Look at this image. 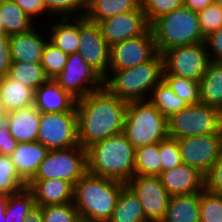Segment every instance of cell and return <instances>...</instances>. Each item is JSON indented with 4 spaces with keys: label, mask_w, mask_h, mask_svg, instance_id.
I'll list each match as a JSON object with an SVG mask.
<instances>
[{
    "label": "cell",
    "mask_w": 222,
    "mask_h": 222,
    "mask_svg": "<svg viewBox=\"0 0 222 222\" xmlns=\"http://www.w3.org/2000/svg\"><path fill=\"white\" fill-rule=\"evenodd\" d=\"M159 152L162 171L173 169L183 163L177 139L168 137L160 141Z\"/></svg>",
    "instance_id": "42"
},
{
    "label": "cell",
    "mask_w": 222,
    "mask_h": 222,
    "mask_svg": "<svg viewBox=\"0 0 222 222\" xmlns=\"http://www.w3.org/2000/svg\"><path fill=\"white\" fill-rule=\"evenodd\" d=\"M49 150L39 142L18 143L10 154L20 179L28 185L38 171Z\"/></svg>",
    "instance_id": "21"
},
{
    "label": "cell",
    "mask_w": 222,
    "mask_h": 222,
    "mask_svg": "<svg viewBox=\"0 0 222 222\" xmlns=\"http://www.w3.org/2000/svg\"><path fill=\"white\" fill-rule=\"evenodd\" d=\"M35 205L34 195L28 187L9 195L5 210V222H25L28 213Z\"/></svg>",
    "instance_id": "33"
},
{
    "label": "cell",
    "mask_w": 222,
    "mask_h": 222,
    "mask_svg": "<svg viewBox=\"0 0 222 222\" xmlns=\"http://www.w3.org/2000/svg\"><path fill=\"white\" fill-rule=\"evenodd\" d=\"M198 17L204 38L222 28V7L217 4L212 3L199 11Z\"/></svg>",
    "instance_id": "41"
},
{
    "label": "cell",
    "mask_w": 222,
    "mask_h": 222,
    "mask_svg": "<svg viewBox=\"0 0 222 222\" xmlns=\"http://www.w3.org/2000/svg\"><path fill=\"white\" fill-rule=\"evenodd\" d=\"M142 11L151 24L158 17L183 6V0H140Z\"/></svg>",
    "instance_id": "40"
},
{
    "label": "cell",
    "mask_w": 222,
    "mask_h": 222,
    "mask_svg": "<svg viewBox=\"0 0 222 222\" xmlns=\"http://www.w3.org/2000/svg\"><path fill=\"white\" fill-rule=\"evenodd\" d=\"M140 5V0H87L84 17L99 23L118 14L136 10Z\"/></svg>",
    "instance_id": "26"
},
{
    "label": "cell",
    "mask_w": 222,
    "mask_h": 222,
    "mask_svg": "<svg viewBox=\"0 0 222 222\" xmlns=\"http://www.w3.org/2000/svg\"><path fill=\"white\" fill-rule=\"evenodd\" d=\"M53 80L76 100L104 87V78L78 52L68 55L63 71Z\"/></svg>",
    "instance_id": "11"
},
{
    "label": "cell",
    "mask_w": 222,
    "mask_h": 222,
    "mask_svg": "<svg viewBox=\"0 0 222 222\" xmlns=\"http://www.w3.org/2000/svg\"><path fill=\"white\" fill-rule=\"evenodd\" d=\"M150 28L160 54L173 47L198 44L205 40L198 13L184 6L158 17Z\"/></svg>",
    "instance_id": "5"
},
{
    "label": "cell",
    "mask_w": 222,
    "mask_h": 222,
    "mask_svg": "<svg viewBox=\"0 0 222 222\" xmlns=\"http://www.w3.org/2000/svg\"><path fill=\"white\" fill-rule=\"evenodd\" d=\"M37 142L48 150L78 146L77 112L41 113Z\"/></svg>",
    "instance_id": "10"
},
{
    "label": "cell",
    "mask_w": 222,
    "mask_h": 222,
    "mask_svg": "<svg viewBox=\"0 0 222 222\" xmlns=\"http://www.w3.org/2000/svg\"><path fill=\"white\" fill-rule=\"evenodd\" d=\"M205 190L222 195V153L204 175Z\"/></svg>",
    "instance_id": "43"
},
{
    "label": "cell",
    "mask_w": 222,
    "mask_h": 222,
    "mask_svg": "<svg viewBox=\"0 0 222 222\" xmlns=\"http://www.w3.org/2000/svg\"><path fill=\"white\" fill-rule=\"evenodd\" d=\"M204 43L210 61L222 62V28L205 37Z\"/></svg>",
    "instance_id": "44"
},
{
    "label": "cell",
    "mask_w": 222,
    "mask_h": 222,
    "mask_svg": "<svg viewBox=\"0 0 222 222\" xmlns=\"http://www.w3.org/2000/svg\"><path fill=\"white\" fill-rule=\"evenodd\" d=\"M34 106L40 113L77 112L76 99L53 79H48L35 90Z\"/></svg>",
    "instance_id": "20"
},
{
    "label": "cell",
    "mask_w": 222,
    "mask_h": 222,
    "mask_svg": "<svg viewBox=\"0 0 222 222\" xmlns=\"http://www.w3.org/2000/svg\"><path fill=\"white\" fill-rule=\"evenodd\" d=\"M98 24L110 47L127 39L138 37L150 28L141 5L136 10L118 14Z\"/></svg>",
    "instance_id": "16"
},
{
    "label": "cell",
    "mask_w": 222,
    "mask_h": 222,
    "mask_svg": "<svg viewBox=\"0 0 222 222\" xmlns=\"http://www.w3.org/2000/svg\"><path fill=\"white\" fill-rule=\"evenodd\" d=\"M0 20L8 36L30 31L37 25L14 0H0Z\"/></svg>",
    "instance_id": "28"
},
{
    "label": "cell",
    "mask_w": 222,
    "mask_h": 222,
    "mask_svg": "<svg viewBox=\"0 0 222 222\" xmlns=\"http://www.w3.org/2000/svg\"><path fill=\"white\" fill-rule=\"evenodd\" d=\"M127 101L105 87L76 100L78 141L82 148L123 132Z\"/></svg>",
    "instance_id": "1"
},
{
    "label": "cell",
    "mask_w": 222,
    "mask_h": 222,
    "mask_svg": "<svg viewBox=\"0 0 222 222\" xmlns=\"http://www.w3.org/2000/svg\"><path fill=\"white\" fill-rule=\"evenodd\" d=\"M157 49L151 28L144 34L110 47L109 70H124L150 61Z\"/></svg>",
    "instance_id": "14"
},
{
    "label": "cell",
    "mask_w": 222,
    "mask_h": 222,
    "mask_svg": "<svg viewBox=\"0 0 222 222\" xmlns=\"http://www.w3.org/2000/svg\"><path fill=\"white\" fill-rule=\"evenodd\" d=\"M49 19L82 17L85 14L84 0H43Z\"/></svg>",
    "instance_id": "36"
},
{
    "label": "cell",
    "mask_w": 222,
    "mask_h": 222,
    "mask_svg": "<svg viewBox=\"0 0 222 222\" xmlns=\"http://www.w3.org/2000/svg\"><path fill=\"white\" fill-rule=\"evenodd\" d=\"M108 222H148L138 197L127 185L121 189L116 207Z\"/></svg>",
    "instance_id": "29"
},
{
    "label": "cell",
    "mask_w": 222,
    "mask_h": 222,
    "mask_svg": "<svg viewBox=\"0 0 222 222\" xmlns=\"http://www.w3.org/2000/svg\"><path fill=\"white\" fill-rule=\"evenodd\" d=\"M38 26L37 24V28L35 26L30 31L9 37L12 61L41 63L44 47L48 41V35H45L47 30H40L41 27L38 28ZM39 30L40 32H38Z\"/></svg>",
    "instance_id": "18"
},
{
    "label": "cell",
    "mask_w": 222,
    "mask_h": 222,
    "mask_svg": "<svg viewBox=\"0 0 222 222\" xmlns=\"http://www.w3.org/2000/svg\"><path fill=\"white\" fill-rule=\"evenodd\" d=\"M199 222H222V195L200 193Z\"/></svg>",
    "instance_id": "38"
},
{
    "label": "cell",
    "mask_w": 222,
    "mask_h": 222,
    "mask_svg": "<svg viewBox=\"0 0 222 222\" xmlns=\"http://www.w3.org/2000/svg\"><path fill=\"white\" fill-rule=\"evenodd\" d=\"M212 0H183V6L189 8L194 12L204 10L207 6L212 4Z\"/></svg>",
    "instance_id": "48"
},
{
    "label": "cell",
    "mask_w": 222,
    "mask_h": 222,
    "mask_svg": "<svg viewBox=\"0 0 222 222\" xmlns=\"http://www.w3.org/2000/svg\"><path fill=\"white\" fill-rule=\"evenodd\" d=\"M162 79L169 85L171 90L188 105L200 103L199 81L175 75H162Z\"/></svg>",
    "instance_id": "35"
},
{
    "label": "cell",
    "mask_w": 222,
    "mask_h": 222,
    "mask_svg": "<svg viewBox=\"0 0 222 222\" xmlns=\"http://www.w3.org/2000/svg\"><path fill=\"white\" fill-rule=\"evenodd\" d=\"M10 156L0 155V195H12L26 188Z\"/></svg>",
    "instance_id": "34"
},
{
    "label": "cell",
    "mask_w": 222,
    "mask_h": 222,
    "mask_svg": "<svg viewBox=\"0 0 222 222\" xmlns=\"http://www.w3.org/2000/svg\"><path fill=\"white\" fill-rule=\"evenodd\" d=\"M9 37L6 34H0V77L8 75L12 64Z\"/></svg>",
    "instance_id": "46"
},
{
    "label": "cell",
    "mask_w": 222,
    "mask_h": 222,
    "mask_svg": "<svg viewBox=\"0 0 222 222\" xmlns=\"http://www.w3.org/2000/svg\"><path fill=\"white\" fill-rule=\"evenodd\" d=\"M41 113L34 104L7 113L6 125L18 143L36 142Z\"/></svg>",
    "instance_id": "22"
},
{
    "label": "cell",
    "mask_w": 222,
    "mask_h": 222,
    "mask_svg": "<svg viewBox=\"0 0 222 222\" xmlns=\"http://www.w3.org/2000/svg\"><path fill=\"white\" fill-rule=\"evenodd\" d=\"M200 193L170 197L161 222H199Z\"/></svg>",
    "instance_id": "27"
},
{
    "label": "cell",
    "mask_w": 222,
    "mask_h": 222,
    "mask_svg": "<svg viewBox=\"0 0 222 222\" xmlns=\"http://www.w3.org/2000/svg\"><path fill=\"white\" fill-rule=\"evenodd\" d=\"M0 110H5L4 105H3V100L1 97V93H0Z\"/></svg>",
    "instance_id": "52"
},
{
    "label": "cell",
    "mask_w": 222,
    "mask_h": 222,
    "mask_svg": "<svg viewBox=\"0 0 222 222\" xmlns=\"http://www.w3.org/2000/svg\"><path fill=\"white\" fill-rule=\"evenodd\" d=\"M8 76L24 83L33 90L38 89L49 78L45 75L41 63L12 61Z\"/></svg>",
    "instance_id": "32"
},
{
    "label": "cell",
    "mask_w": 222,
    "mask_h": 222,
    "mask_svg": "<svg viewBox=\"0 0 222 222\" xmlns=\"http://www.w3.org/2000/svg\"><path fill=\"white\" fill-rule=\"evenodd\" d=\"M25 222H43L41 206L35 205L28 213Z\"/></svg>",
    "instance_id": "49"
},
{
    "label": "cell",
    "mask_w": 222,
    "mask_h": 222,
    "mask_svg": "<svg viewBox=\"0 0 222 222\" xmlns=\"http://www.w3.org/2000/svg\"><path fill=\"white\" fill-rule=\"evenodd\" d=\"M168 136L174 139L222 134V111L205 104L188 105L167 119Z\"/></svg>",
    "instance_id": "7"
},
{
    "label": "cell",
    "mask_w": 222,
    "mask_h": 222,
    "mask_svg": "<svg viewBox=\"0 0 222 222\" xmlns=\"http://www.w3.org/2000/svg\"><path fill=\"white\" fill-rule=\"evenodd\" d=\"M7 112L5 110H0V129L6 125Z\"/></svg>",
    "instance_id": "51"
},
{
    "label": "cell",
    "mask_w": 222,
    "mask_h": 222,
    "mask_svg": "<svg viewBox=\"0 0 222 222\" xmlns=\"http://www.w3.org/2000/svg\"><path fill=\"white\" fill-rule=\"evenodd\" d=\"M134 175L159 176L162 172L159 143L135 149Z\"/></svg>",
    "instance_id": "31"
},
{
    "label": "cell",
    "mask_w": 222,
    "mask_h": 222,
    "mask_svg": "<svg viewBox=\"0 0 222 222\" xmlns=\"http://www.w3.org/2000/svg\"><path fill=\"white\" fill-rule=\"evenodd\" d=\"M125 185L87 172L74 185L73 202L80 219L87 222H108Z\"/></svg>",
    "instance_id": "2"
},
{
    "label": "cell",
    "mask_w": 222,
    "mask_h": 222,
    "mask_svg": "<svg viewBox=\"0 0 222 222\" xmlns=\"http://www.w3.org/2000/svg\"><path fill=\"white\" fill-rule=\"evenodd\" d=\"M79 40L77 52L105 78L109 73L110 46L103 37L99 24L84 16L79 17Z\"/></svg>",
    "instance_id": "12"
},
{
    "label": "cell",
    "mask_w": 222,
    "mask_h": 222,
    "mask_svg": "<svg viewBox=\"0 0 222 222\" xmlns=\"http://www.w3.org/2000/svg\"><path fill=\"white\" fill-rule=\"evenodd\" d=\"M87 172L126 184L134 176L135 149L123 133L86 148Z\"/></svg>",
    "instance_id": "3"
},
{
    "label": "cell",
    "mask_w": 222,
    "mask_h": 222,
    "mask_svg": "<svg viewBox=\"0 0 222 222\" xmlns=\"http://www.w3.org/2000/svg\"><path fill=\"white\" fill-rule=\"evenodd\" d=\"M0 34H5V33H4L3 24H2V22H1V20H0Z\"/></svg>",
    "instance_id": "54"
},
{
    "label": "cell",
    "mask_w": 222,
    "mask_h": 222,
    "mask_svg": "<svg viewBox=\"0 0 222 222\" xmlns=\"http://www.w3.org/2000/svg\"><path fill=\"white\" fill-rule=\"evenodd\" d=\"M148 100L167 119L188 106L186 101L176 95L163 79L153 88Z\"/></svg>",
    "instance_id": "30"
},
{
    "label": "cell",
    "mask_w": 222,
    "mask_h": 222,
    "mask_svg": "<svg viewBox=\"0 0 222 222\" xmlns=\"http://www.w3.org/2000/svg\"><path fill=\"white\" fill-rule=\"evenodd\" d=\"M18 142L10 134L7 125L0 129V155H8L17 147Z\"/></svg>",
    "instance_id": "47"
},
{
    "label": "cell",
    "mask_w": 222,
    "mask_h": 222,
    "mask_svg": "<svg viewBox=\"0 0 222 222\" xmlns=\"http://www.w3.org/2000/svg\"><path fill=\"white\" fill-rule=\"evenodd\" d=\"M87 173V152L80 145L70 149L49 150L33 179L58 178L73 186Z\"/></svg>",
    "instance_id": "8"
},
{
    "label": "cell",
    "mask_w": 222,
    "mask_h": 222,
    "mask_svg": "<svg viewBox=\"0 0 222 222\" xmlns=\"http://www.w3.org/2000/svg\"><path fill=\"white\" fill-rule=\"evenodd\" d=\"M162 74L163 58L158 52L150 61L133 68L109 70L104 87L127 102L148 100L153 88L162 80Z\"/></svg>",
    "instance_id": "4"
},
{
    "label": "cell",
    "mask_w": 222,
    "mask_h": 222,
    "mask_svg": "<svg viewBox=\"0 0 222 222\" xmlns=\"http://www.w3.org/2000/svg\"><path fill=\"white\" fill-rule=\"evenodd\" d=\"M126 185L138 197L148 222H161L164 219L171 196L158 176L134 175Z\"/></svg>",
    "instance_id": "13"
},
{
    "label": "cell",
    "mask_w": 222,
    "mask_h": 222,
    "mask_svg": "<svg viewBox=\"0 0 222 222\" xmlns=\"http://www.w3.org/2000/svg\"><path fill=\"white\" fill-rule=\"evenodd\" d=\"M163 74L200 81L210 62L204 42L170 48L161 53Z\"/></svg>",
    "instance_id": "9"
},
{
    "label": "cell",
    "mask_w": 222,
    "mask_h": 222,
    "mask_svg": "<svg viewBox=\"0 0 222 222\" xmlns=\"http://www.w3.org/2000/svg\"><path fill=\"white\" fill-rule=\"evenodd\" d=\"M14 2L34 21L40 16L48 17L49 13L46 10V6L43 0H14ZM47 15V16H46ZM36 18V19H35Z\"/></svg>",
    "instance_id": "45"
},
{
    "label": "cell",
    "mask_w": 222,
    "mask_h": 222,
    "mask_svg": "<svg viewBox=\"0 0 222 222\" xmlns=\"http://www.w3.org/2000/svg\"><path fill=\"white\" fill-rule=\"evenodd\" d=\"M182 162L204 175L222 153V134H207L177 139Z\"/></svg>",
    "instance_id": "15"
},
{
    "label": "cell",
    "mask_w": 222,
    "mask_h": 222,
    "mask_svg": "<svg viewBox=\"0 0 222 222\" xmlns=\"http://www.w3.org/2000/svg\"><path fill=\"white\" fill-rule=\"evenodd\" d=\"M8 195H0V222H5V210L8 203Z\"/></svg>",
    "instance_id": "50"
},
{
    "label": "cell",
    "mask_w": 222,
    "mask_h": 222,
    "mask_svg": "<svg viewBox=\"0 0 222 222\" xmlns=\"http://www.w3.org/2000/svg\"><path fill=\"white\" fill-rule=\"evenodd\" d=\"M41 208L43 222H79L81 220L74 202L41 206Z\"/></svg>",
    "instance_id": "39"
},
{
    "label": "cell",
    "mask_w": 222,
    "mask_h": 222,
    "mask_svg": "<svg viewBox=\"0 0 222 222\" xmlns=\"http://www.w3.org/2000/svg\"><path fill=\"white\" fill-rule=\"evenodd\" d=\"M214 4H217L222 7V0H212Z\"/></svg>",
    "instance_id": "53"
},
{
    "label": "cell",
    "mask_w": 222,
    "mask_h": 222,
    "mask_svg": "<svg viewBox=\"0 0 222 222\" xmlns=\"http://www.w3.org/2000/svg\"><path fill=\"white\" fill-rule=\"evenodd\" d=\"M0 93L7 113L34 104L35 90L8 75L0 77Z\"/></svg>",
    "instance_id": "25"
},
{
    "label": "cell",
    "mask_w": 222,
    "mask_h": 222,
    "mask_svg": "<svg viewBox=\"0 0 222 222\" xmlns=\"http://www.w3.org/2000/svg\"><path fill=\"white\" fill-rule=\"evenodd\" d=\"M47 31L48 41L67 55L77 53L79 40V17L56 18L50 26L42 27Z\"/></svg>",
    "instance_id": "23"
},
{
    "label": "cell",
    "mask_w": 222,
    "mask_h": 222,
    "mask_svg": "<svg viewBox=\"0 0 222 222\" xmlns=\"http://www.w3.org/2000/svg\"><path fill=\"white\" fill-rule=\"evenodd\" d=\"M68 55L47 41L42 54L41 65L49 79L55 78L66 65Z\"/></svg>",
    "instance_id": "37"
},
{
    "label": "cell",
    "mask_w": 222,
    "mask_h": 222,
    "mask_svg": "<svg viewBox=\"0 0 222 222\" xmlns=\"http://www.w3.org/2000/svg\"><path fill=\"white\" fill-rule=\"evenodd\" d=\"M200 103L222 111V62L210 61L199 81Z\"/></svg>",
    "instance_id": "24"
},
{
    "label": "cell",
    "mask_w": 222,
    "mask_h": 222,
    "mask_svg": "<svg viewBox=\"0 0 222 222\" xmlns=\"http://www.w3.org/2000/svg\"><path fill=\"white\" fill-rule=\"evenodd\" d=\"M134 149L167 139V118L149 100L129 101L122 132Z\"/></svg>",
    "instance_id": "6"
},
{
    "label": "cell",
    "mask_w": 222,
    "mask_h": 222,
    "mask_svg": "<svg viewBox=\"0 0 222 222\" xmlns=\"http://www.w3.org/2000/svg\"><path fill=\"white\" fill-rule=\"evenodd\" d=\"M27 187L32 191L38 206L62 205L74 201V186L62 179H33Z\"/></svg>",
    "instance_id": "19"
},
{
    "label": "cell",
    "mask_w": 222,
    "mask_h": 222,
    "mask_svg": "<svg viewBox=\"0 0 222 222\" xmlns=\"http://www.w3.org/2000/svg\"><path fill=\"white\" fill-rule=\"evenodd\" d=\"M158 177L170 196L201 193L205 189L204 174L184 163L162 171Z\"/></svg>",
    "instance_id": "17"
}]
</instances>
